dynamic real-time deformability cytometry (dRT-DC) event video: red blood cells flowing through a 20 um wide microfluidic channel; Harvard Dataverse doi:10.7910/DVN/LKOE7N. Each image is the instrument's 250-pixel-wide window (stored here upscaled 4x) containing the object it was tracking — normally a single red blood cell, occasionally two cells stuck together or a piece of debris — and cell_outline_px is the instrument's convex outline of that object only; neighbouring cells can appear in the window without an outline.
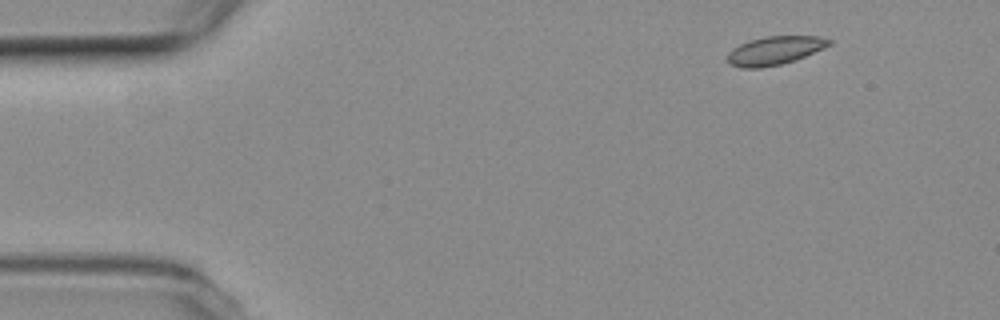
{"species": "common noctule bat (a hibernating species)", "species_latin": "Nyctalus noctula", "temperature_condition": "room temperature", "stored_images_in_passage": 3, "camera_frame_rate_fps": 3000, "um_per_image_px": 0.085, "animal": {"sex": "female", "body_mass_g": 19.3, "forearm_length_mm": 54.1}, "frame": {"image": 1, "passage_image": 1, "time_ms": 0.0, "image_size_px": [1000, 320], "cell_outline_px": [[832, 44], [824, 48], [804, 56], [780, 64], [760, 68], [740, 68], [732, 64], [728, 60], [728, 52], [732, 48], [748, 40], [764, 36], [820, 36], [832, 40]], "centroid_in_image_um": [65.85, 4.28], "position_along_channel_um": 19.2, "area_um2": 16.76}}